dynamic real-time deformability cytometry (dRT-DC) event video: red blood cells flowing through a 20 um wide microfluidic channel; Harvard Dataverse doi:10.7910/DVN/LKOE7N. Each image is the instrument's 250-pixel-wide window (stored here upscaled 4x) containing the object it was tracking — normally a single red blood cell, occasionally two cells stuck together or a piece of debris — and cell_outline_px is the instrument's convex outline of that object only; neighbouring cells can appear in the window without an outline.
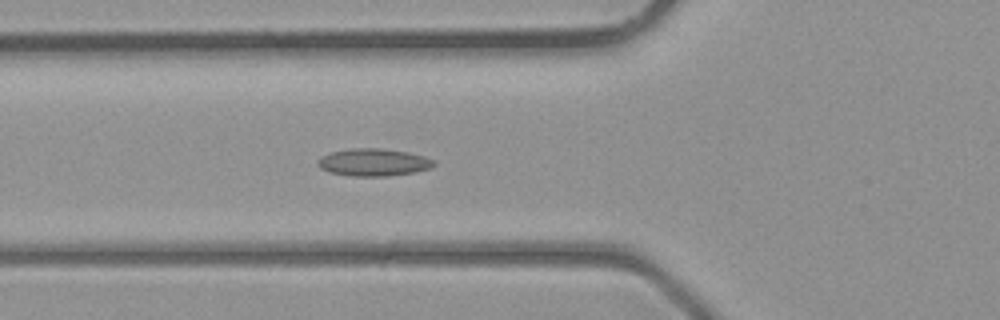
{"species": "common noctule bat (a hibernating species)", "species_latin": "Nyctalus noctula", "temperature_condition": "room temperature", "stored_images_in_passage": 25, "camera_frame_rate_fps": 3000, "um_per_image_px": 0.085, "animal": {"sex": "male", "body_mass_g": 23.1, "forearm_length_mm": 52.7}, "frame": {"image": 1, "passage_image": 16, "time_ms": 5.0, "image_size_px": [1000, 320], "cell_outline_px": [[436, 164], [432, 168], [412, 172], [388, 176], [352, 176], [328, 172], [320, 168], [316, 164], [316, 160], [320, 156], [332, 152], [352, 148], [380, 148], [408, 152], [424, 156], [436, 160]], "centroid_in_image_um": [31.74, 13.79], "position_along_channel_um": 94.1, "area_um2": 18.73}}
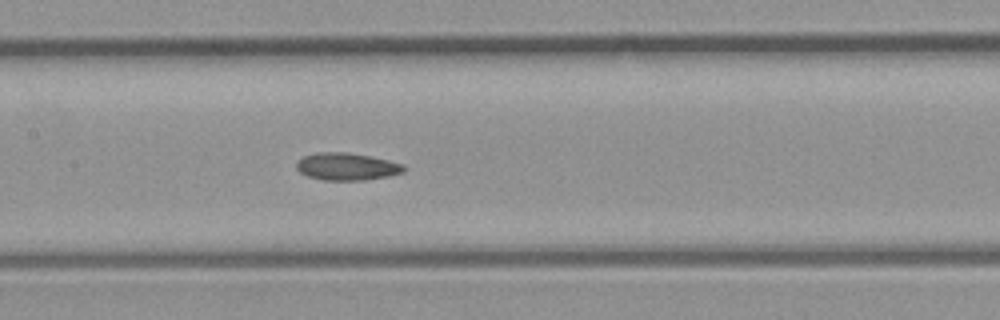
{"frame": {"image": 2, "passage_image": 21, "time_ms": 6.667, "image_size_px": [1000, 320], "cell_outline_px": [[404, 172], [388, 176], [364, 180], [324, 180], [308, 176], [300, 172], [296, 168], [296, 160], [304, 156], [316, 152], [348, 152], [388, 160], [404, 164]], "centroid_in_image_um": [29.45, 14.15], "position_along_channel_um": 178.0, "area_um2": 17.11}}
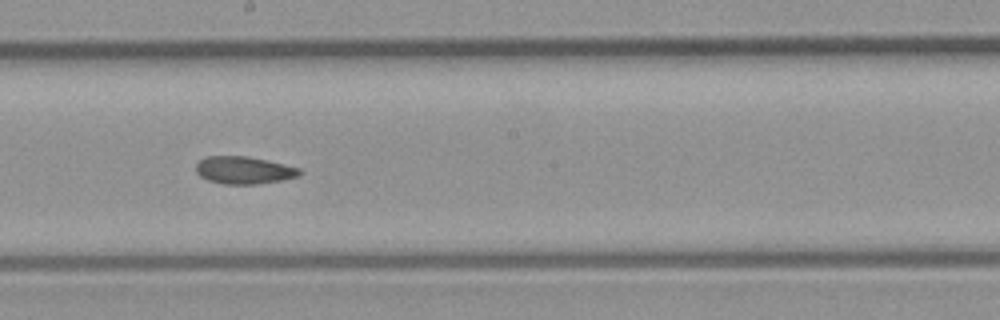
{"frame": {"image": 3, "passage_image": 24, "time_ms": 1674.333, "image_size_px": [1000, 320], "cell_outline_px": [[304, 172], [300, 176], [280, 180], [256, 184], [224, 184], [208, 180], [200, 176], [196, 172], [196, 164], [204, 156], [248, 156], [268, 160], [300, 168]], "centroid_in_image_um": [20.75, 14.46], "position_along_channel_um": 227.5, "area_um2": 16.7}}